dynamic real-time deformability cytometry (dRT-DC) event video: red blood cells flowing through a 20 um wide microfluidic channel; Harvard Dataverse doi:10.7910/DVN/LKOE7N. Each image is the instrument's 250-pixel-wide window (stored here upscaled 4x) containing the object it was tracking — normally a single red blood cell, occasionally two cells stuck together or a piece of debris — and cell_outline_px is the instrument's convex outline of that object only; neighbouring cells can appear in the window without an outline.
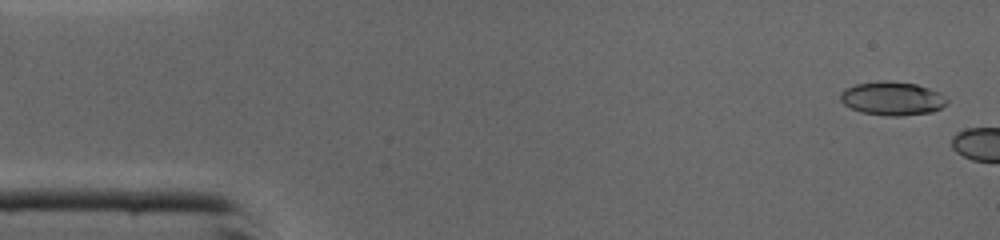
{"species": "common noctule bat (a hibernating species)", "species_latin": "Nyctalus noctula", "temperature_condition": "cold", "stored_images_in_passage": 5, "camera_frame_rate_fps": 3000, "um_per_image_px": 0.085, "animal": {"sex": "male", "body_mass_g": 19.0, "forearm_length_mm": 50.8}, "frame": {"image": 1, "passage_image": 2, "time_ms": 0.333, "image_size_px": [1000, 240], "cell_outline_px": [[948, 100], [940, 108], [932, 112], [900, 116], [884, 116], [860, 112], [844, 104], [840, 100], [840, 92], [844, 88], [856, 84], [880, 80], [888, 80], [916, 84], [940, 92]], "centroid_in_image_um": [75.81, 8.36], "position_along_channel_um": 9.2, "area_um2": 21.04}}